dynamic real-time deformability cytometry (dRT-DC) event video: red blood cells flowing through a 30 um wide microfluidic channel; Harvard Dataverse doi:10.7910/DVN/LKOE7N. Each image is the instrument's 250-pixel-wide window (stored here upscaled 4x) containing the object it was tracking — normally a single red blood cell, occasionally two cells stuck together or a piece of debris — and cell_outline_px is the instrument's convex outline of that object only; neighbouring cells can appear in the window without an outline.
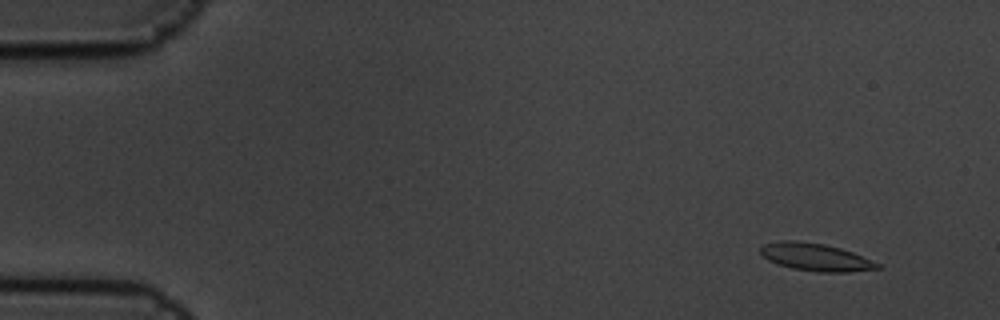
{"species": "common noctule bat (a hibernating species)", "species_latin": "Nyctalus noctula", "temperature_condition": "cold", "stored_images_in_passage": 6, "camera_frame_rate_fps": 3000, "um_per_image_px": 0.085, "animal": {"sex": "male", "body_mass_g": 19.5, "forearm_length_mm": 54.6}, "frame": {"image": 1, "passage_image": 1, "time_ms": 0.0, "image_size_px": [1000, 320], "cell_outline_px": [[880, 268], [848, 272], [820, 272], [792, 268], [776, 264], [768, 260], [760, 252], [760, 248], [764, 244], [780, 240], [792, 240], [824, 244], [840, 248], [852, 252], [880, 264]], "centroid_in_image_um": [69.29, 21.85], "position_along_channel_um": 15.7, "area_um2": 18.61}}
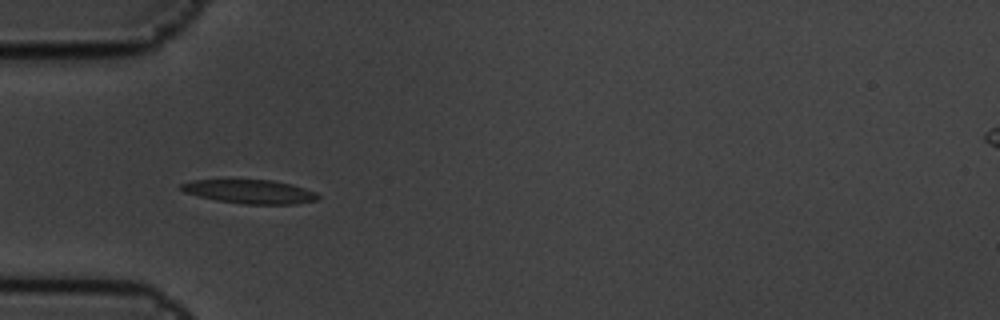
{"frame": {"image": 2, "passage_image": 5, "time_ms": 1.333, "image_size_px": [1000, 320], "cell_outline_px": [[320, 200], [296, 204], [244, 204], [216, 200], [184, 192], [180, 188], [180, 184], [192, 180], [272, 180], [292, 184], [316, 192], [320, 196]], "centroid_in_image_um": [21.29, 16.29], "position_along_channel_um": 63.7, "area_um2": 19.02}}
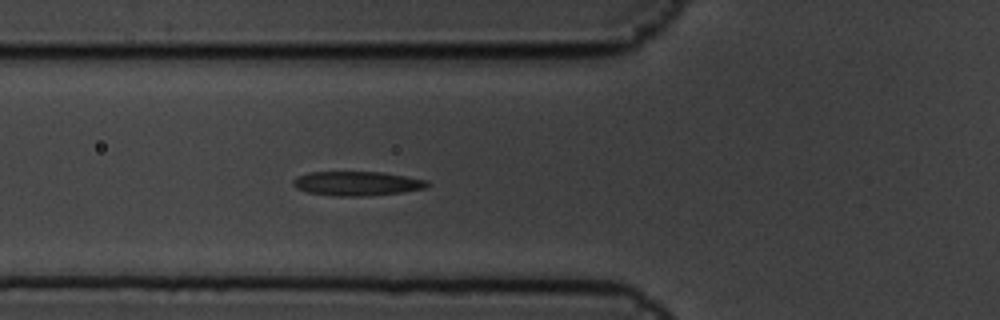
{"frame": {"image": 3, "passage_image": 6, "time_ms": 1.667, "image_size_px": [1000, 320], "cell_outline_px": [[432, 184], [424, 188], [404, 192], [364, 196], [336, 196], [308, 192], [296, 188], [292, 184], [292, 180], [296, 176], [308, 172], [384, 172], [428, 180]], "centroid_in_image_um": [30.35, 15.59], "position_along_channel_um": 95.4, "area_um2": 19.13}}